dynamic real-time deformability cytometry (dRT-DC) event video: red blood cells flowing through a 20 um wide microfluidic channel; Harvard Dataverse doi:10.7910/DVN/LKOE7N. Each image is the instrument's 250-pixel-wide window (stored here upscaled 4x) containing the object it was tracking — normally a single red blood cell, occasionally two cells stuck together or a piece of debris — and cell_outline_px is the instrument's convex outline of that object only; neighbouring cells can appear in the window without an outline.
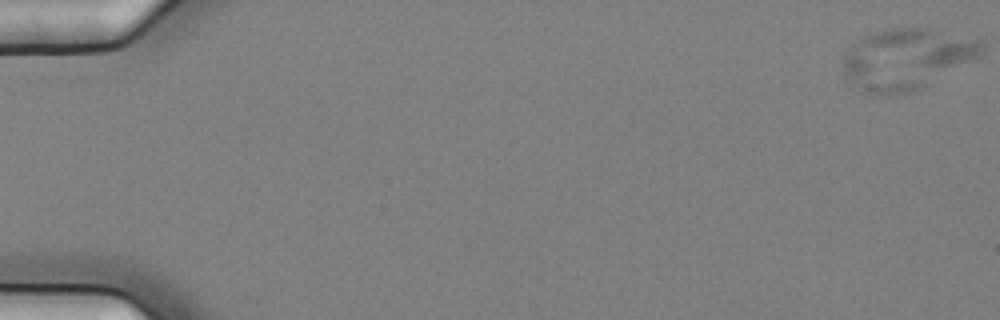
{"species": "common noctule bat (a hibernating species)", "species_latin": "Nyctalus noctula", "temperature_condition": "cold", "stored_images_in_passage": 57, "camera_frame_rate_fps": 3000, "um_per_image_px": 0.085, "animal": {"sex": "female", "body_mass_g": 25.1}, "frame": {"image": 1, "passage_image": 1, "time_ms": 0.0, "image_size_px": [1000, 320], "cell_outline_px": [[984, 48], [976, 56], [920, 88], [912, 92], [888, 96], [880, 96], [864, 92], [844, 76], [844, 56], [852, 44], [864, 36], [884, 28], [932, 28], [980, 40], [984, 44]], "centroid_in_image_um": [76.99, 5.0], "position_along_channel_um": 8.0, "area_um2": 48.49}}
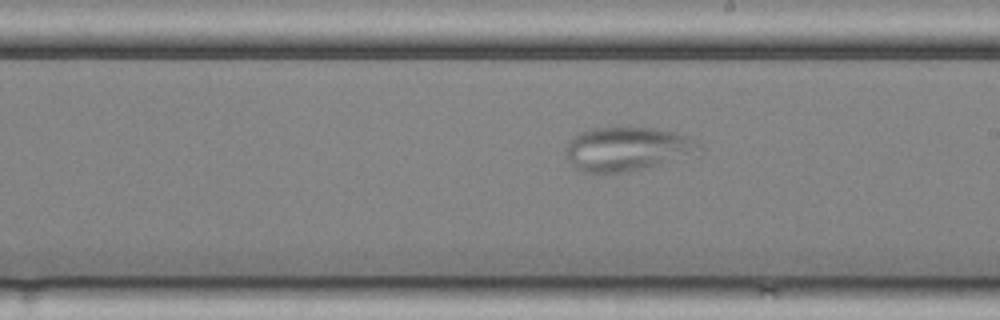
{"frame": {"image": 2, "passage_image": 34, "time_ms": 11.0, "image_size_px": [1000, 320], "cell_outline_px": [[704, 148], [700, 156], [628, 172], [584, 172], [576, 168], [568, 156], [568, 144], [580, 132], [592, 128], [624, 124], [656, 128], [676, 132], [688, 136], [696, 140]], "centroid_in_image_um": [53.5, 12.62], "position_along_channel_um": 235.5, "area_um2": 35.37}}
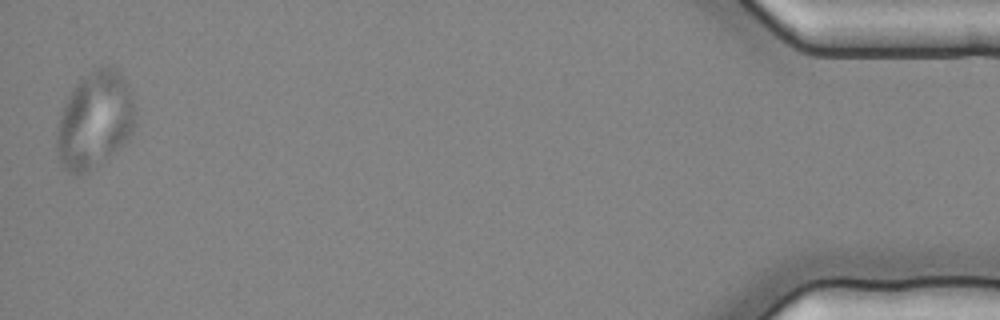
{"frame": {"image": 3, "passage_image": 57, "time_ms": 18.667, "image_size_px": [1000, 320], "cell_outline_px": [[136, 112], [132, 132], [116, 148], [84, 172], [76, 176], [68, 172], [64, 168], [60, 160], [56, 148], [56, 136], [60, 116], [64, 104], [72, 88], [80, 80], [96, 68], [108, 64], [112, 64], [120, 72], [124, 80], [132, 100]], "centroid_in_image_um": [8.02, 10.15], "position_along_channel_um": 427.2, "area_um2": 43.18}}